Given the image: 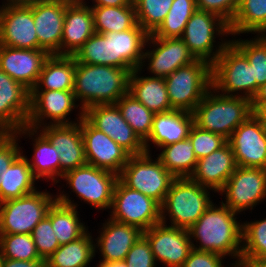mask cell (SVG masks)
Returning a JSON list of instances; mask_svg holds the SVG:
<instances>
[{"instance_id": "obj_30", "label": "cell", "mask_w": 266, "mask_h": 267, "mask_svg": "<svg viewBox=\"0 0 266 267\" xmlns=\"http://www.w3.org/2000/svg\"><path fill=\"white\" fill-rule=\"evenodd\" d=\"M143 70H133L129 75L128 93L141 102L154 114L174 110L171 107L165 79L153 76H140Z\"/></svg>"}, {"instance_id": "obj_35", "label": "cell", "mask_w": 266, "mask_h": 267, "mask_svg": "<svg viewBox=\"0 0 266 267\" xmlns=\"http://www.w3.org/2000/svg\"><path fill=\"white\" fill-rule=\"evenodd\" d=\"M148 36L138 23L126 31L115 32L116 57H120V68L131 73L140 67Z\"/></svg>"}, {"instance_id": "obj_32", "label": "cell", "mask_w": 266, "mask_h": 267, "mask_svg": "<svg viewBox=\"0 0 266 267\" xmlns=\"http://www.w3.org/2000/svg\"><path fill=\"white\" fill-rule=\"evenodd\" d=\"M74 80L75 58L67 55H49L32 90H73Z\"/></svg>"}, {"instance_id": "obj_52", "label": "cell", "mask_w": 266, "mask_h": 267, "mask_svg": "<svg viewBox=\"0 0 266 267\" xmlns=\"http://www.w3.org/2000/svg\"><path fill=\"white\" fill-rule=\"evenodd\" d=\"M264 103H266V82L258 88L257 93L251 100L253 112H255Z\"/></svg>"}, {"instance_id": "obj_10", "label": "cell", "mask_w": 266, "mask_h": 267, "mask_svg": "<svg viewBox=\"0 0 266 267\" xmlns=\"http://www.w3.org/2000/svg\"><path fill=\"white\" fill-rule=\"evenodd\" d=\"M76 197L96 210L111 209L113 193L119 176L115 173L85 164L67 171L61 177Z\"/></svg>"}, {"instance_id": "obj_20", "label": "cell", "mask_w": 266, "mask_h": 267, "mask_svg": "<svg viewBox=\"0 0 266 267\" xmlns=\"http://www.w3.org/2000/svg\"><path fill=\"white\" fill-rule=\"evenodd\" d=\"M71 0H32L33 20L39 46L49 55H60L67 4Z\"/></svg>"}, {"instance_id": "obj_9", "label": "cell", "mask_w": 266, "mask_h": 267, "mask_svg": "<svg viewBox=\"0 0 266 267\" xmlns=\"http://www.w3.org/2000/svg\"><path fill=\"white\" fill-rule=\"evenodd\" d=\"M152 153L145 152L129 157L119 179L129 188L156 200L160 205L165 200L172 182L176 179Z\"/></svg>"}, {"instance_id": "obj_31", "label": "cell", "mask_w": 266, "mask_h": 267, "mask_svg": "<svg viewBox=\"0 0 266 267\" xmlns=\"http://www.w3.org/2000/svg\"><path fill=\"white\" fill-rule=\"evenodd\" d=\"M24 151L13 161L8 170L0 174V203L20 198L37 190L38 181L30 168Z\"/></svg>"}, {"instance_id": "obj_25", "label": "cell", "mask_w": 266, "mask_h": 267, "mask_svg": "<svg viewBox=\"0 0 266 267\" xmlns=\"http://www.w3.org/2000/svg\"><path fill=\"white\" fill-rule=\"evenodd\" d=\"M86 0H71L66 7L60 55L73 56L95 33L93 14Z\"/></svg>"}, {"instance_id": "obj_15", "label": "cell", "mask_w": 266, "mask_h": 267, "mask_svg": "<svg viewBox=\"0 0 266 267\" xmlns=\"http://www.w3.org/2000/svg\"><path fill=\"white\" fill-rule=\"evenodd\" d=\"M147 47L150 49H144L139 68L142 70L147 67L150 76L153 75V77L166 78L176 69L197 60L181 37L160 38L150 34L145 44V48Z\"/></svg>"}, {"instance_id": "obj_46", "label": "cell", "mask_w": 266, "mask_h": 267, "mask_svg": "<svg viewBox=\"0 0 266 267\" xmlns=\"http://www.w3.org/2000/svg\"><path fill=\"white\" fill-rule=\"evenodd\" d=\"M31 236L41 258L47 259L60 246L53 231L51 220L47 216L35 226Z\"/></svg>"}, {"instance_id": "obj_23", "label": "cell", "mask_w": 266, "mask_h": 267, "mask_svg": "<svg viewBox=\"0 0 266 267\" xmlns=\"http://www.w3.org/2000/svg\"><path fill=\"white\" fill-rule=\"evenodd\" d=\"M101 224L99 235L94 239L95 255L99 250L102 257L99 262L114 263L125 261L127 253L143 235V231L139 227L120 223L109 217L105 220V223Z\"/></svg>"}, {"instance_id": "obj_27", "label": "cell", "mask_w": 266, "mask_h": 267, "mask_svg": "<svg viewBox=\"0 0 266 267\" xmlns=\"http://www.w3.org/2000/svg\"><path fill=\"white\" fill-rule=\"evenodd\" d=\"M19 139L23 137L32 138L33 157L28 164L32 169L34 177L40 178L49 182L52 181L55 185L60 183V159L59 153L50 141L38 130L23 126L21 129L13 132ZM27 135V136H26Z\"/></svg>"}, {"instance_id": "obj_49", "label": "cell", "mask_w": 266, "mask_h": 267, "mask_svg": "<svg viewBox=\"0 0 266 267\" xmlns=\"http://www.w3.org/2000/svg\"><path fill=\"white\" fill-rule=\"evenodd\" d=\"M18 140L13 132H0V174L22 153Z\"/></svg>"}, {"instance_id": "obj_33", "label": "cell", "mask_w": 266, "mask_h": 267, "mask_svg": "<svg viewBox=\"0 0 266 267\" xmlns=\"http://www.w3.org/2000/svg\"><path fill=\"white\" fill-rule=\"evenodd\" d=\"M73 57L78 63L120 68V57H116L115 32L94 33Z\"/></svg>"}, {"instance_id": "obj_26", "label": "cell", "mask_w": 266, "mask_h": 267, "mask_svg": "<svg viewBox=\"0 0 266 267\" xmlns=\"http://www.w3.org/2000/svg\"><path fill=\"white\" fill-rule=\"evenodd\" d=\"M236 167L233 150L227 142L220 149L197 160L195 170L190 179L203 187L212 189V193H218Z\"/></svg>"}, {"instance_id": "obj_45", "label": "cell", "mask_w": 266, "mask_h": 267, "mask_svg": "<svg viewBox=\"0 0 266 267\" xmlns=\"http://www.w3.org/2000/svg\"><path fill=\"white\" fill-rule=\"evenodd\" d=\"M188 138L194 147L197 160L208 156L227 143V139L223 136L203 130L195 124L192 125Z\"/></svg>"}, {"instance_id": "obj_24", "label": "cell", "mask_w": 266, "mask_h": 267, "mask_svg": "<svg viewBox=\"0 0 266 267\" xmlns=\"http://www.w3.org/2000/svg\"><path fill=\"white\" fill-rule=\"evenodd\" d=\"M43 49H19L0 45V69L30 91L36 86L44 61Z\"/></svg>"}, {"instance_id": "obj_3", "label": "cell", "mask_w": 266, "mask_h": 267, "mask_svg": "<svg viewBox=\"0 0 266 267\" xmlns=\"http://www.w3.org/2000/svg\"><path fill=\"white\" fill-rule=\"evenodd\" d=\"M254 112L251 100L227 96L210 88L192 112L194 124L226 138Z\"/></svg>"}, {"instance_id": "obj_17", "label": "cell", "mask_w": 266, "mask_h": 267, "mask_svg": "<svg viewBox=\"0 0 266 267\" xmlns=\"http://www.w3.org/2000/svg\"><path fill=\"white\" fill-rule=\"evenodd\" d=\"M143 235L151 245L155 262L165 267H182L193 249L188 229L160 222L143 231Z\"/></svg>"}, {"instance_id": "obj_55", "label": "cell", "mask_w": 266, "mask_h": 267, "mask_svg": "<svg viewBox=\"0 0 266 267\" xmlns=\"http://www.w3.org/2000/svg\"><path fill=\"white\" fill-rule=\"evenodd\" d=\"M97 267H129L125 261H119L114 263H97Z\"/></svg>"}, {"instance_id": "obj_13", "label": "cell", "mask_w": 266, "mask_h": 267, "mask_svg": "<svg viewBox=\"0 0 266 267\" xmlns=\"http://www.w3.org/2000/svg\"><path fill=\"white\" fill-rule=\"evenodd\" d=\"M218 194L226 199L219 203L238 215L248 209L252 212L266 200V169L237 166Z\"/></svg>"}, {"instance_id": "obj_47", "label": "cell", "mask_w": 266, "mask_h": 267, "mask_svg": "<svg viewBox=\"0 0 266 267\" xmlns=\"http://www.w3.org/2000/svg\"><path fill=\"white\" fill-rule=\"evenodd\" d=\"M125 262L129 267H156L151 245L147 238L142 235L131 247Z\"/></svg>"}, {"instance_id": "obj_19", "label": "cell", "mask_w": 266, "mask_h": 267, "mask_svg": "<svg viewBox=\"0 0 266 267\" xmlns=\"http://www.w3.org/2000/svg\"><path fill=\"white\" fill-rule=\"evenodd\" d=\"M83 117L93 127L111 137L131 156L146 152L144 143L122 117L115 104L91 106L83 111Z\"/></svg>"}, {"instance_id": "obj_28", "label": "cell", "mask_w": 266, "mask_h": 267, "mask_svg": "<svg viewBox=\"0 0 266 267\" xmlns=\"http://www.w3.org/2000/svg\"><path fill=\"white\" fill-rule=\"evenodd\" d=\"M59 194V195H58ZM69 193L60 191L56 194V201L49 208L47 217L51 220L52 228L60 246L75 241L87 231L85 222H81L78 206Z\"/></svg>"}, {"instance_id": "obj_16", "label": "cell", "mask_w": 266, "mask_h": 267, "mask_svg": "<svg viewBox=\"0 0 266 267\" xmlns=\"http://www.w3.org/2000/svg\"><path fill=\"white\" fill-rule=\"evenodd\" d=\"M238 167L266 169V125L253 113L227 140Z\"/></svg>"}, {"instance_id": "obj_22", "label": "cell", "mask_w": 266, "mask_h": 267, "mask_svg": "<svg viewBox=\"0 0 266 267\" xmlns=\"http://www.w3.org/2000/svg\"><path fill=\"white\" fill-rule=\"evenodd\" d=\"M38 130L59 153L60 178L67 171L87 164L80 121L75 124L45 125Z\"/></svg>"}, {"instance_id": "obj_37", "label": "cell", "mask_w": 266, "mask_h": 267, "mask_svg": "<svg viewBox=\"0 0 266 267\" xmlns=\"http://www.w3.org/2000/svg\"><path fill=\"white\" fill-rule=\"evenodd\" d=\"M157 158L175 178H190L197 164L194 147L189 138L160 147Z\"/></svg>"}, {"instance_id": "obj_48", "label": "cell", "mask_w": 266, "mask_h": 267, "mask_svg": "<svg viewBox=\"0 0 266 267\" xmlns=\"http://www.w3.org/2000/svg\"><path fill=\"white\" fill-rule=\"evenodd\" d=\"M239 2L240 0H196V6L198 10L213 13L230 25Z\"/></svg>"}, {"instance_id": "obj_39", "label": "cell", "mask_w": 266, "mask_h": 267, "mask_svg": "<svg viewBox=\"0 0 266 267\" xmlns=\"http://www.w3.org/2000/svg\"><path fill=\"white\" fill-rule=\"evenodd\" d=\"M115 105L118 107L122 117L144 143L150 135L155 114L128 92Z\"/></svg>"}, {"instance_id": "obj_18", "label": "cell", "mask_w": 266, "mask_h": 267, "mask_svg": "<svg viewBox=\"0 0 266 267\" xmlns=\"http://www.w3.org/2000/svg\"><path fill=\"white\" fill-rule=\"evenodd\" d=\"M80 127L87 164L119 176L131 155L84 117L80 120Z\"/></svg>"}, {"instance_id": "obj_41", "label": "cell", "mask_w": 266, "mask_h": 267, "mask_svg": "<svg viewBox=\"0 0 266 267\" xmlns=\"http://www.w3.org/2000/svg\"><path fill=\"white\" fill-rule=\"evenodd\" d=\"M196 10V0H174L163 23L152 35L160 38L181 37L188 20Z\"/></svg>"}, {"instance_id": "obj_50", "label": "cell", "mask_w": 266, "mask_h": 267, "mask_svg": "<svg viewBox=\"0 0 266 267\" xmlns=\"http://www.w3.org/2000/svg\"><path fill=\"white\" fill-rule=\"evenodd\" d=\"M222 255L192 249L182 267H224Z\"/></svg>"}, {"instance_id": "obj_14", "label": "cell", "mask_w": 266, "mask_h": 267, "mask_svg": "<svg viewBox=\"0 0 266 267\" xmlns=\"http://www.w3.org/2000/svg\"><path fill=\"white\" fill-rule=\"evenodd\" d=\"M0 45L19 49H42L35 31L32 0L2 2Z\"/></svg>"}, {"instance_id": "obj_34", "label": "cell", "mask_w": 266, "mask_h": 267, "mask_svg": "<svg viewBox=\"0 0 266 267\" xmlns=\"http://www.w3.org/2000/svg\"><path fill=\"white\" fill-rule=\"evenodd\" d=\"M94 257V238L88 230L75 241L59 246L46 259V265L47 267H87Z\"/></svg>"}, {"instance_id": "obj_53", "label": "cell", "mask_w": 266, "mask_h": 267, "mask_svg": "<svg viewBox=\"0 0 266 267\" xmlns=\"http://www.w3.org/2000/svg\"><path fill=\"white\" fill-rule=\"evenodd\" d=\"M133 0H92L93 5H88L89 7H102V6H112L120 7L131 5Z\"/></svg>"}, {"instance_id": "obj_36", "label": "cell", "mask_w": 266, "mask_h": 267, "mask_svg": "<svg viewBox=\"0 0 266 267\" xmlns=\"http://www.w3.org/2000/svg\"><path fill=\"white\" fill-rule=\"evenodd\" d=\"M229 31L236 38L243 33L266 35V0H240Z\"/></svg>"}, {"instance_id": "obj_42", "label": "cell", "mask_w": 266, "mask_h": 267, "mask_svg": "<svg viewBox=\"0 0 266 267\" xmlns=\"http://www.w3.org/2000/svg\"><path fill=\"white\" fill-rule=\"evenodd\" d=\"M174 0H133L137 23L150 35L163 23Z\"/></svg>"}, {"instance_id": "obj_40", "label": "cell", "mask_w": 266, "mask_h": 267, "mask_svg": "<svg viewBox=\"0 0 266 267\" xmlns=\"http://www.w3.org/2000/svg\"><path fill=\"white\" fill-rule=\"evenodd\" d=\"M230 42L246 57L253 68V80L258 88L266 82V35H256L254 38L232 39Z\"/></svg>"}, {"instance_id": "obj_11", "label": "cell", "mask_w": 266, "mask_h": 267, "mask_svg": "<svg viewBox=\"0 0 266 267\" xmlns=\"http://www.w3.org/2000/svg\"><path fill=\"white\" fill-rule=\"evenodd\" d=\"M78 107V117L75 121L69 120L73 109ZM82 118L83 110L76 101L73 90L30 91V110L25 126L38 129L45 125L75 124Z\"/></svg>"}, {"instance_id": "obj_4", "label": "cell", "mask_w": 266, "mask_h": 267, "mask_svg": "<svg viewBox=\"0 0 266 267\" xmlns=\"http://www.w3.org/2000/svg\"><path fill=\"white\" fill-rule=\"evenodd\" d=\"M211 190L190 178H176L161 205V223L189 229L213 203Z\"/></svg>"}, {"instance_id": "obj_44", "label": "cell", "mask_w": 266, "mask_h": 267, "mask_svg": "<svg viewBox=\"0 0 266 267\" xmlns=\"http://www.w3.org/2000/svg\"><path fill=\"white\" fill-rule=\"evenodd\" d=\"M266 257V218L242 223L241 259Z\"/></svg>"}, {"instance_id": "obj_6", "label": "cell", "mask_w": 266, "mask_h": 267, "mask_svg": "<svg viewBox=\"0 0 266 267\" xmlns=\"http://www.w3.org/2000/svg\"><path fill=\"white\" fill-rule=\"evenodd\" d=\"M222 42L215 44L216 38ZM229 25L219 16L196 10L188 20L181 38L196 59L212 65L230 42ZM224 39V41H223Z\"/></svg>"}, {"instance_id": "obj_51", "label": "cell", "mask_w": 266, "mask_h": 267, "mask_svg": "<svg viewBox=\"0 0 266 267\" xmlns=\"http://www.w3.org/2000/svg\"><path fill=\"white\" fill-rule=\"evenodd\" d=\"M0 267H47V265L44 258L31 261L0 258Z\"/></svg>"}, {"instance_id": "obj_29", "label": "cell", "mask_w": 266, "mask_h": 267, "mask_svg": "<svg viewBox=\"0 0 266 267\" xmlns=\"http://www.w3.org/2000/svg\"><path fill=\"white\" fill-rule=\"evenodd\" d=\"M193 124L194 118L191 112L172 110L155 114L150 135L144 142L145 151L151 153V144L159 149L188 138Z\"/></svg>"}, {"instance_id": "obj_38", "label": "cell", "mask_w": 266, "mask_h": 267, "mask_svg": "<svg viewBox=\"0 0 266 267\" xmlns=\"http://www.w3.org/2000/svg\"><path fill=\"white\" fill-rule=\"evenodd\" d=\"M94 30L98 34L122 32L137 24L134 4L120 7H91Z\"/></svg>"}, {"instance_id": "obj_57", "label": "cell", "mask_w": 266, "mask_h": 267, "mask_svg": "<svg viewBox=\"0 0 266 267\" xmlns=\"http://www.w3.org/2000/svg\"><path fill=\"white\" fill-rule=\"evenodd\" d=\"M4 2H20V1H22V0H3Z\"/></svg>"}, {"instance_id": "obj_2", "label": "cell", "mask_w": 266, "mask_h": 267, "mask_svg": "<svg viewBox=\"0 0 266 267\" xmlns=\"http://www.w3.org/2000/svg\"><path fill=\"white\" fill-rule=\"evenodd\" d=\"M130 73L108 65H90L75 60L73 93L80 108L115 104L128 92Z\"/></svg>"}, {"instance_id": "obj_56", "label": "cell", "mask_w": 266, "mask_h": 267, "mask_svg": "<svg viewBox=\"0 0 266 267\" xmlns=\"http://www.w3.org/2000/svg\"><path fill=\"white\" fill-rule=\"evenodd\" d=\"M254 113L266 124V103L262 104Z\"/></svg>"}, {"instance_id": "obj_21", "label": "cell", "mask_w": 266, "mask_h": 267, "mask_svg": "<svg viewBox=\"0 0 266 267\" xmlns=\"http://www.w3.org/2000/svg\"><path fill=\"white\" fill-rule=\"evenodd\" d=\"M30 110V90L0 69V132L25 126Z\"/></svg>"}, {"instance_id": "obj_5", "label": "cell", "mask_w": 266, "mask_h": 267, "mask_svg": "<svg viewBox=\"0 0 266 267\" xmlns=\"http://www.w3.org/2000/svg\"><path fill=\"white\" fill-rule=\"evenodd\" d=\"M211 79L212 88L220 94L240 96L250 100L256 94L253 68L231 42L211 65Z\"/></svg>"}, {"instance_id": "obj_7", "label": "cell", "mask_w": 266, "mask_h": 267, "mask_svg": "<svg viewBox=\"0 0 266 267\" xmlns=\"http://www.w3.org/2000/svg\"><path fill=\"white\" fill-rule=\"evenodd\" d=\"M164 79L171 107L192 113L212 87L211 65L197 59Z\"/></svg>"}, {"instance_id": "obj_12", "label": "cell", "mask_w": 266, "mask_h": 267, "mask_svg": "<svg viewBox=\"0 0 266 267\" xmlns=\"http://www.w3.org/2000/svg\"><path fill=\"white\" fill-rule=\"evenodd\" d=\"M112 210V211H111ZM111 219L139 227L142 231L161 222V205L118 179L110 209Z\"/></svg>"}, {"instance_id": "obj_1", "label": "cell", "mask_w": 266, "mask_h": 267, "mask_svg": "<svg viewBox=\"0 0 266 267\" xmlns=\"http://www.w3.org/2000/svg\"><path fill=\"white\" fill-rule=\"evenodd\" d=\"M218 205L213 202L188 229L192 247L198 251L213 252L224 257H231L236 261H233L230 267H240L242 221L240 223L237 220V213L230 208L222 203Z\"/></svg>"}, {"instance_id": "obj_8", "label": "cell", "mask_w": 266, "mask_h": 267, "mask_svg": "<svg viewBox=\"0 0 266 267\" xmlns=\"http://www.w3.org/2000/svg\"><path fill=\"white\" fill-rule=\"evenodd\" d=\"M39 189L0 203V234H31L56 201V194Z\"/></svg>"}, {"instance_id": "obj_54", "label": "cell", "mask_w": 266, "mask_h": 267, "mask_svg": "<svg viewBox=\"0 0 266 267\" xmlns=\"http://www.w3.org/2000/svg\"><path fill=\"white\" fill-rule=\"evenodd\" d=\"M240 267H266V257L241 259Z\"/></svg>"}, {"instance_id": "obj_43", "label": "cell", "mask_w": 266, "mask_h": 267, "mask_svg": "<svg viewBox=\"0 0 266 267\" xmlns=\"http://www.w3.org/2000/svg\"><path fill=\"white\" fill-rule=\"evenodd\" d=\"M0 258L23 261L41 259L31 234H0Z\"/></svg>"}]
</instances>
